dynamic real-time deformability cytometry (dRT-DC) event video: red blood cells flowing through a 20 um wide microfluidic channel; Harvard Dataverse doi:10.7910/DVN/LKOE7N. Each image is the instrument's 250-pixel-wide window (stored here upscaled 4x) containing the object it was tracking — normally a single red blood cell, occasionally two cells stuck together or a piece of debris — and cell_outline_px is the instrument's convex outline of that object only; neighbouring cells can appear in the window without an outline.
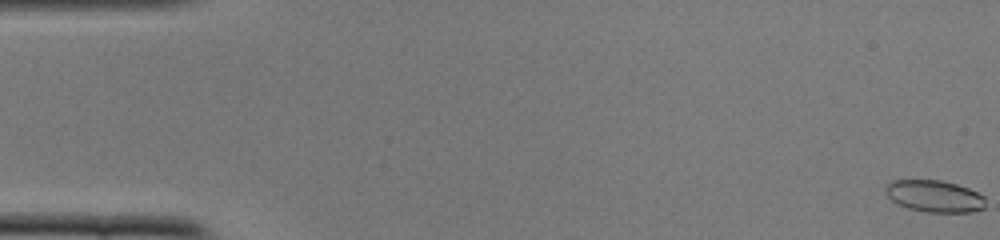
{"species": "common noctule bat (a hibernating species)", "species_latin": "Nyctalus noctula", "temperature_condition": "cold", "stored_images_in_passage": 52, "camera_frame_rate_fps": 3000, "um_per_image_px": 0.085, "animal": {"sex": "female", "body_mass_g": 22.0, "forearm_length_mm": 56.7}, "frame": {"image": 1, "passage_image": 1, "time_ms": 0.0, "image_size_px": [1000, 240], "cell_outline_px": [[984, 208], [972, 212], [924, 212], [908, 208], [892, 200], [884, 192], [884, 188], [888, 180], [940, 180], [956, 184], [968, 188], [984, 196]], "centroid_in_image_um": [79.39, 16.67], "position_along_channel_um": 5.6, "area_um2": 18.61}}
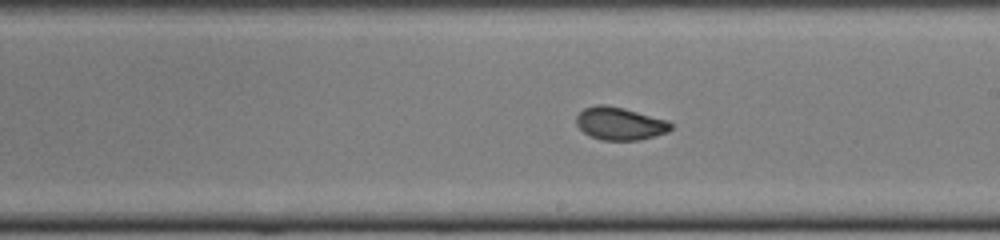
{"frame": {"image": 2, "passage_image": 30, "time_ms": 9.667, "image_size_px": [1000, 240], "cell_outline_px": [[672, 128], [668, 132], [640, 140], [600, 140], [584, 132], [576, 124], [576, 116], [584, 108], [596, 104], [604, 104], [624, 108], [668, 120], [672, 124]], "centroid_in_image_um": [52.69, 10.5], "position_along_channel_um": 236.3, "area_um2": 18.09}}
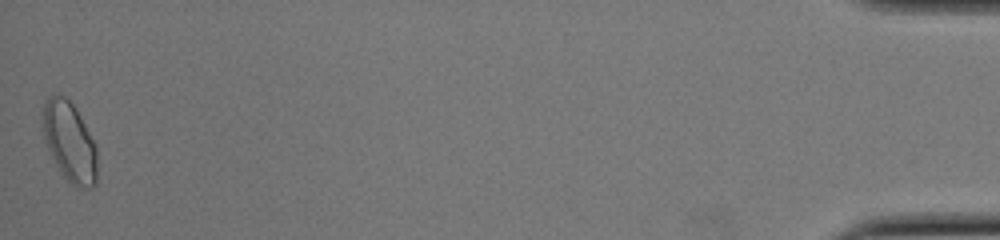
{"frame": {"image": 3, "passage_image": 52, "time_ms": 17.0, "image_size_px": [1000, 240], "cell_outline_px": [[96, 184], [92, 188], [76, 188], [64, 176], [56, 164], [48, 148], [44, 136], [44, 100], [48, 96], [56, 92], [64, 96], [72, 104], [80, 116], [96, 148]], "centroid_in_image_um": [5.91, 12.06], "position_along_channel_um": 429.3, "area_um2": 24.74}, "authors_computed_cell_mechanics": {"area_um2": 18.6405, "velocity_mm_per_s": 3.9109, "shape_relaxation_time_tau1_ms": 5.975, "shape_relaxation_time_tau2_ms": 0.9146, "deformation_change_tau1": 0.1252, "deformation_change_tau2": 0.0375}}